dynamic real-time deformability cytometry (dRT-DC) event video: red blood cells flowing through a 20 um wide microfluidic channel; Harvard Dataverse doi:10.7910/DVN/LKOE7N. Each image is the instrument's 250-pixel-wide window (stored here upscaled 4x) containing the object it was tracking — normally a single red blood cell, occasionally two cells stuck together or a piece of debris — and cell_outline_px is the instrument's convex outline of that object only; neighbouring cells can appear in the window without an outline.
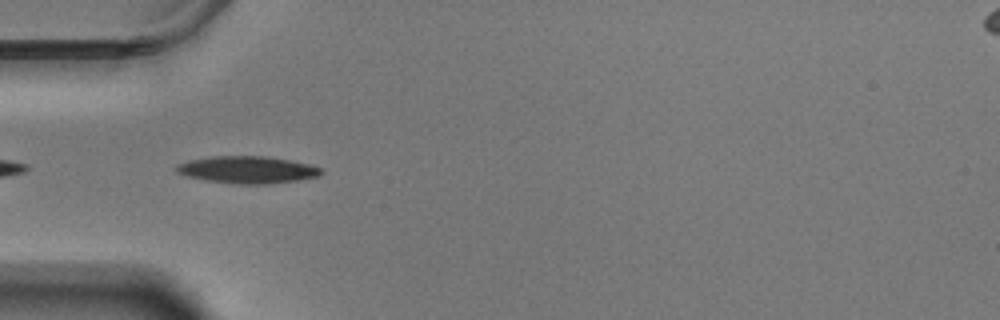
{"species": "Egyptian fruit bat (a non-hibernating species)", "species_latin": "Rousettus aegyptiacus", "temperature_condition": "warm", "stored_images_in_passage": 38, "camera_frame_rate_fps": 3000, "um_per_image_px": 0.085, "animal": {"sex": "male"}, "frame": {"image": 1, "passage_image": 2, "time_ms": 0.333, "image_size_px": [1000, 320], "cell_outline_px": [[324, 172], [320, 176], [300, 180], [268, 184], [240, 184], [208, 180], [188, 176], [176, 172], [176, 164], [188, 160], [212, 156], [268, 156], [308, 164], [320, 168]], "centroid_in_image_um": [21.05, 14.42], "position_along_channel_um": 64.0, "area_um2": 22.83}}
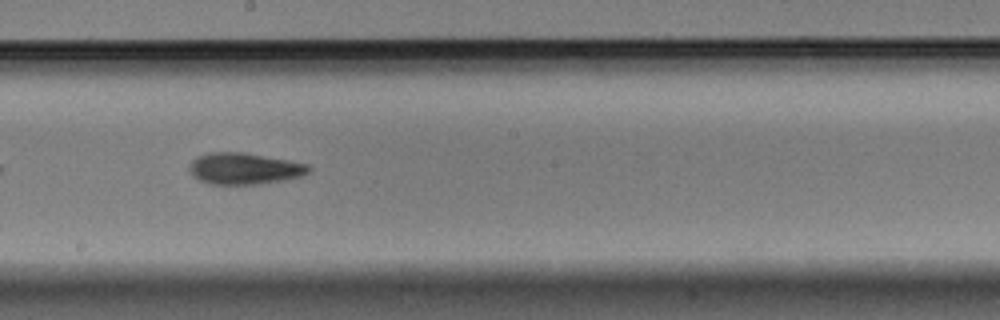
{"frame": {"image": 2, "passage_image": 16, "time_ms": 5.0, "image_size_px": [1000, 320], "cell_outline_px": [[312, 168], [308, 172], [300, 176], [284, 180], [260, 184], [208, 184], [192, 176], [188, 168], [192, 160], [196, 156], [208, 152], [244, 152], [288, 160], [308, 164]], "centroid_in_image_um": [20.73, 14.32], "position_along_channel_um": 227.5, "area_um2": 22.02}}
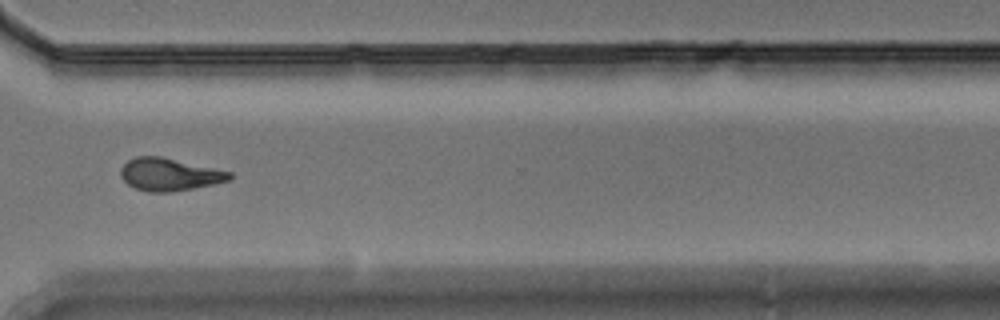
{"frame": {"image": 3, "passage_image": 27, "time_ms": 8.667, "image_size_px": [1000, 320], "cell_outline_px": [[232, 180], [216, 184], [172, 192], [148, 192], [136, 188], [128, 184], [120, 176], [120, 168], [128, 160], [136, 156], [160, 156], [232, 172]], "centroid_in_image_um": [14.41, 14.83], "position_along_channel_um": 356.2, "area_um2": 20.75}, "authors_computed_cell_mechanics": {"area_um2": 20.8658, "velocity_mm_per_s": 3.5133, "shape_relaxation_time_tau1_ms": 3.3847, "shape_relaxation_time_tau2_ms": 4.4244, "deformation_change_tau1": 0.1531, "deformation_change_tau2": 0.1332}}